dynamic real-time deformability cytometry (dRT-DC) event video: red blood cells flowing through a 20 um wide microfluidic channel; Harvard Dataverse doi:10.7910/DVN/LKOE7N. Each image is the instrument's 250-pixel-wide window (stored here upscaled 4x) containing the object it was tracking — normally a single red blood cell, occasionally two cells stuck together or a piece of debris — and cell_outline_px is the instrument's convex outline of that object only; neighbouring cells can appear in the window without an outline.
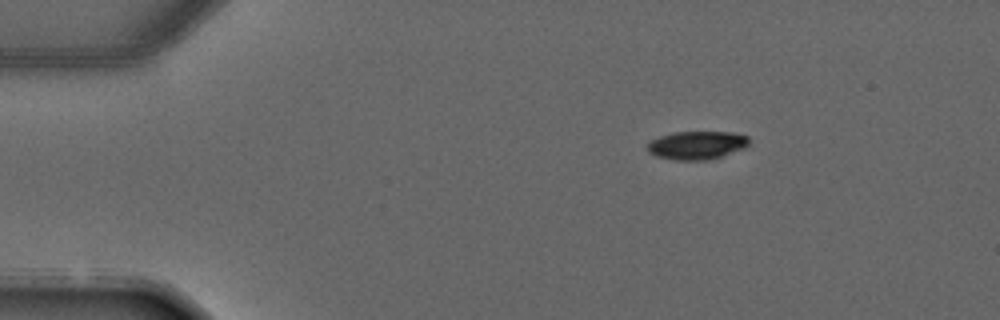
{"species": "common noctule bat (a hibernating species)", "species_latin": "Nyctalus noctula", "temperature_condition": "warm", "stored_images_in_passage": 3, "camera_frame_rate_fps": 3000, "um_per_image_px": 0.085, "animal": {"sex": "male", "forearm_length_mm": 52.5}, "frame": {"image": 1, "passage_image": 1, "time_ms": 0.0, "image_size_px": [1000, 320], "cell_outline_px": [[748, 144], [744, 148], [708, 160], [676, 160], [656, 156], [648, 152], [644, 148], [652, 140], [660, 136], [672, 132], [732, 132], [748, 136]], "centroid_in_image_um": [59.19, 12.34], "position_along_channel_um": 25.8, "area_um2": 16.7}}
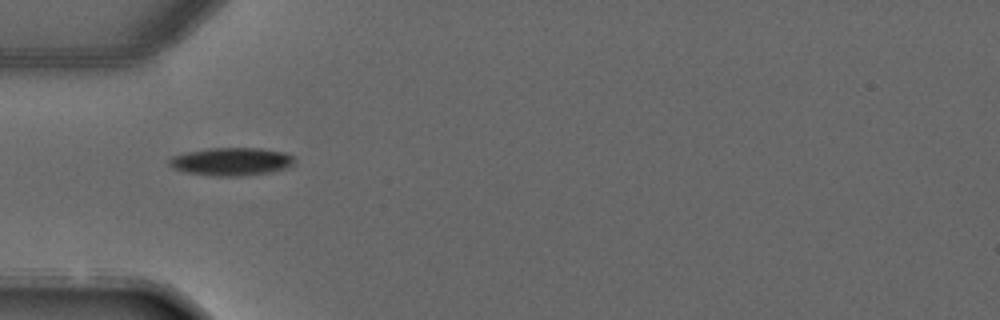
{"frame": {"image": 2, "passage_image": 3, "time_ms": 2.333, "image_size_px": [1000, 320], "cell_outline_px": [[296, 160], [288, 168], [272, 172], [240, 176], [212, 176], [184, 172], [168, 164], [168, 160], [172, 156], [188, 152], [208, 148], [260, 148], [284, 152], [292, 156]], "centroid_in_image_um": [19.69, 13.74], "position_along_channel_um": 65.3, "area_um2": 20.46}}